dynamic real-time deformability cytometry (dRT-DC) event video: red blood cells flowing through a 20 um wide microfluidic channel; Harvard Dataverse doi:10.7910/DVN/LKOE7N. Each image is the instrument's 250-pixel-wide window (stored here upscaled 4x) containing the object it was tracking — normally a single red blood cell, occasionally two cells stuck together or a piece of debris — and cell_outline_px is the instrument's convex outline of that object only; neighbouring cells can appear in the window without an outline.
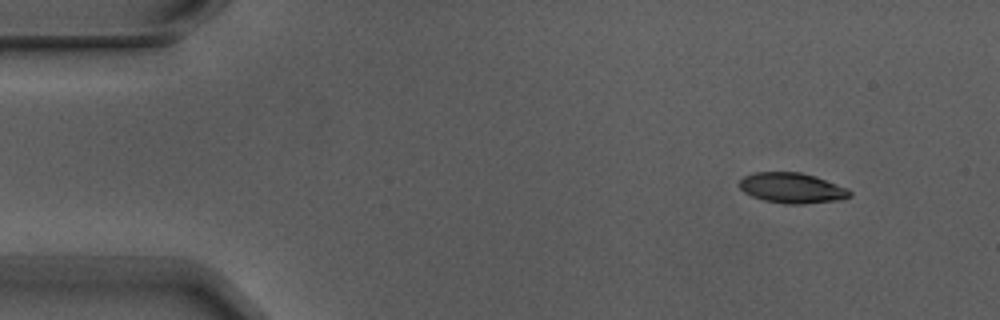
{"species": "Egyptian fruit bat (a non-hibernating species)", "species_latin": "Rousettus aegyptiacus", "temperature_condition": "warm", "stored_images_in_passage": 4, "camera_frame_rate_fps": 3000, "um_per_image_px": 0.085, "animal": {"sex": "male"}, "frame": {"image": 1, "passage_image": 2, "time_ms": 0.333, "image_size_px": [1000, 320], "cell_outline_px": [[852, 196], [840, 200], [804, 204], [784, 204], [764, 200], [752, 196], [744, 192], [740, 188], [740, 180], [744, 176], [756, 172], [800, 172], [816, 176], [848, 188], [852, 192]], "centroid_in_image_um": [67.36, 15.98], "position_along_channel_um": 17.6, "area_um2": 19.65}}
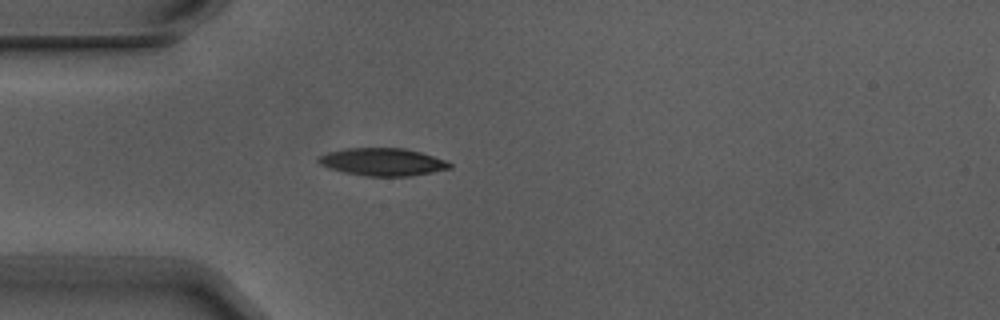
{"frame": {"image": 2, "passage_image": 4, "time_ms": 1.0, "image_size_px": [1000, 320], "cell_outline_px": [[452, 168], [412, 176], [364, 176], [344, 172], [328, 168], [320, 164], [316, 160], [320, 156], [328, 152], [344, 148], [404, 148], [420, 152], [444, 160], [452, 164]], "centroid_in_image_um": [32.5, 13.77], "position_along_channel_um": 52.5, "area_um2": 21.1}}